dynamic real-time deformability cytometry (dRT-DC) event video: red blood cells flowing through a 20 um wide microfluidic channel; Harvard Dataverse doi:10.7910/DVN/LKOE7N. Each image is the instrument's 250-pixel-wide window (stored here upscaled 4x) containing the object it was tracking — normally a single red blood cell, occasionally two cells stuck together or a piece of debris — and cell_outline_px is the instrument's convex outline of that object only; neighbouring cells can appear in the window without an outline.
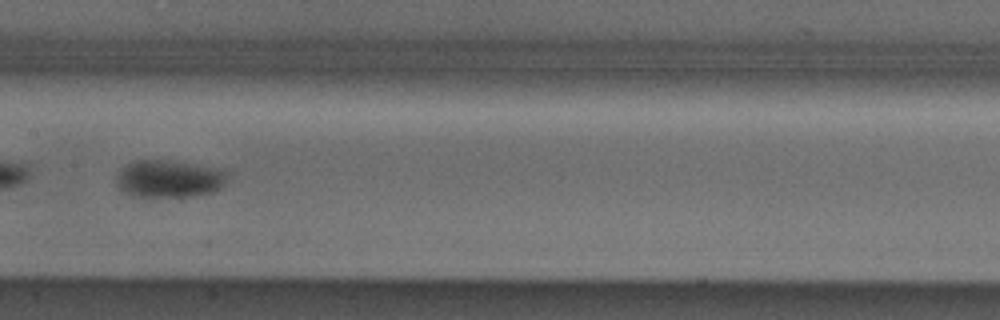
{"species": "Egyptian fruit bat (a non-hibernating species)", "species_latin": "Rousettus aegyptiacus", "temperature_condition": "cold", "stored_images_in_passage": 40, "camera_frame_rate_fps": 3000, "um_per_image_px": 0.085, "animal": {"sex": "male"}, "frame": {"image": 1, "passage_image": 20, "time_ms": 6.333, "image_size_px": [1000, 320], "cell_outline_px": [[228, 180], [220, 188], [212, 192], [196, 196], [132, 196], [120, 188], [116, 180], [116, 176], [120, 168], [136, 160], [168, 160], [228, 168]], "centroid_in_image_um": [14.46, 15.17], "position_along_channel_um": 192.9, "area_um2": 24.62}}
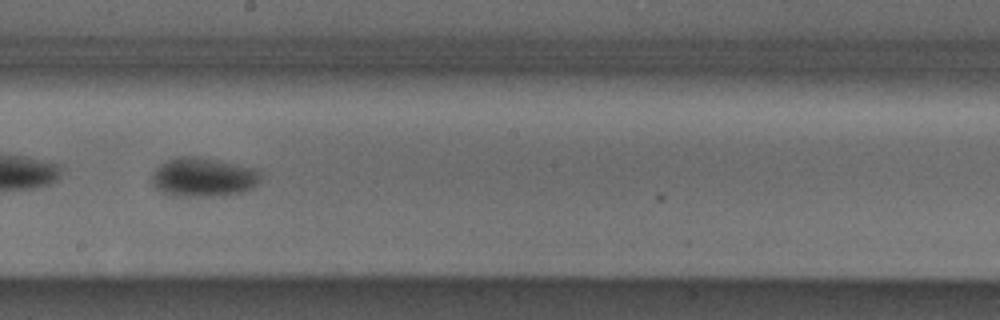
{"frame": {"image": 2, "passage_image": 23, "time_ms": 7.333, "image_size_px": [1000, 320], "cell_outline_px": [[260, 180], [252, 188], [240, 192], [224, 196], [180, 196], [160, 192], [152, 184], [152, 172], [160, 164], [168, 160], [180, 156], [196, 156], [256, 168], [260, 172]], "centroid_in_image_um": [17.26, 15.06], "position_along_channel_um": 230.9, "area_um2": 24.8}}
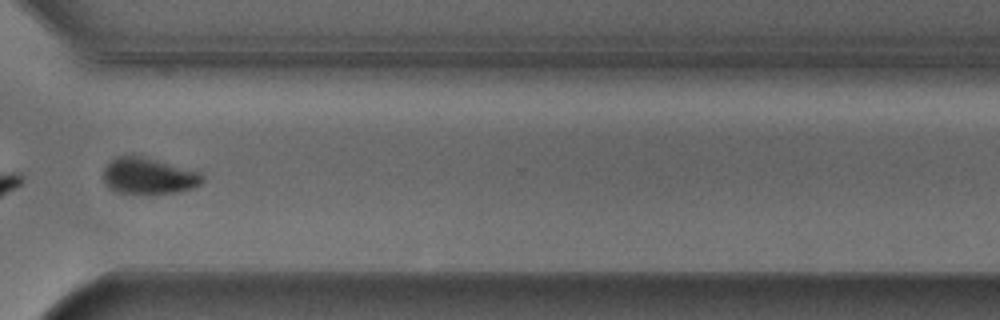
{"frame": {"image": 3, "passage_image": 33, "time_ms": 10.667, "image_size_px": [1000, 320], "cell_outline_px": [[204, 180], [200, 184], [192, 188], [180, 192], [148, 196], [116, 192], [108, 188], [104, 184], [104, 168], [116, 156], [140, 156], [156, 160], [200, 172], [204, 176]], "centroid_in_image_um": [12.62, 15.02], "position_along_channel_um": 358.0, "area_um2": 21.39}, "authors_computed_cell_mechanics": {"area_um2": 24.4205, "velocity_mm_per_s": 3.8026, "shape_relaxation_time_tau1_ms": 3.2367, "shape_relaxation_time_tau2_ms": null, "deformation_change_tau1": 0.0889, "deformation_change_tau2": null}}